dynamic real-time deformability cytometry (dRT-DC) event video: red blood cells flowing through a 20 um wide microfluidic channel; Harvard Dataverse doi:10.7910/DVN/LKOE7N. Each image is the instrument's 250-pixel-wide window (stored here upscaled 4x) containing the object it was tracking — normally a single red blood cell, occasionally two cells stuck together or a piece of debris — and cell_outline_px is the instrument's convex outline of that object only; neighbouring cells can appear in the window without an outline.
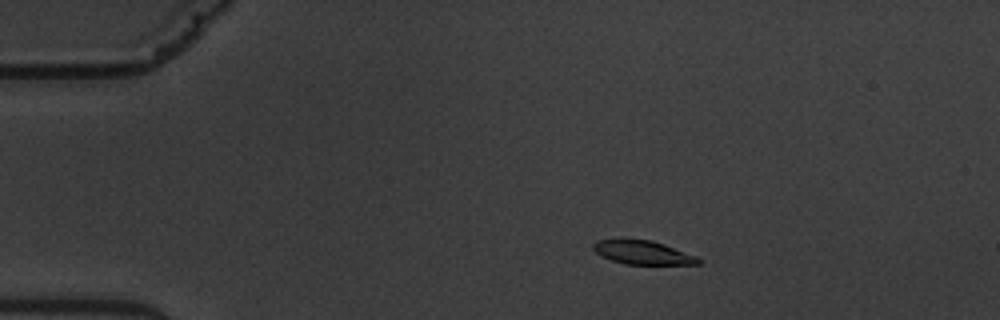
{"species": "common noctule bat (a hibernating species)", "species_latin": "Nyctalus noctula", "temperature_condition": "warm", "stored_images_in_passage": 4, "camera_frame_rate_fps": 3000, "um_per_image_px": 0.085, "animal": {"sex": "male", "body_mass_g": 19.5, "forearm_length_mm": 54.6}, "frame": {"image": 1, "passage_image": 2, "time_ms": 1.333, "image_size_px": [1000, 320], "cell_outline_px": [[700, 264], [624, 264], [612, 260], [596, 252], [592, 248], [592, 244], [596, 240], [652, 240], [664, 244], [696, 256], [700, 260]], "centroid_in_image_um": [54.63, 21.47], "position_along_channel_um": 30.4, "area_um2": 14.16}}
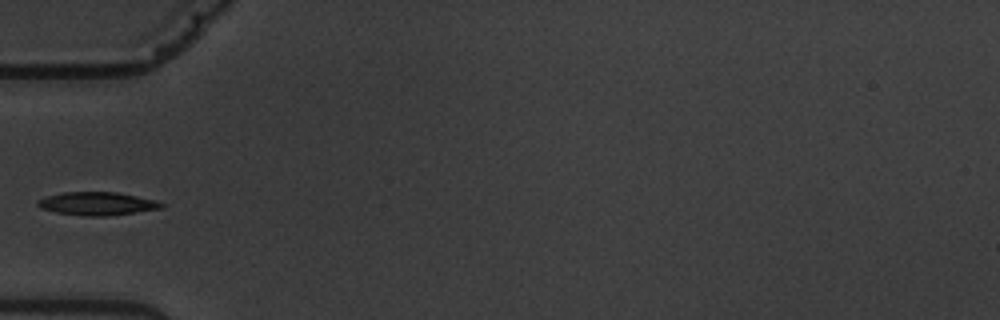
{"frame": {"image": 2, "passage_image": 4, "time_ms": 4.333, "image_size_px": [1000, 320], "cell_outline_px": [[164, 208], [136, 212], [104, 216], [80, 216], [56, 212], [40, 208], [36, 204], [36, 200], [48, 196], [64, 192], [116, 192], [136, 196], [152, 200], [164, 204]], "centroid_in_image_um": [8.21, 17.31], "position_along_channel_um": 76.8, "area_um2": 16.59}}